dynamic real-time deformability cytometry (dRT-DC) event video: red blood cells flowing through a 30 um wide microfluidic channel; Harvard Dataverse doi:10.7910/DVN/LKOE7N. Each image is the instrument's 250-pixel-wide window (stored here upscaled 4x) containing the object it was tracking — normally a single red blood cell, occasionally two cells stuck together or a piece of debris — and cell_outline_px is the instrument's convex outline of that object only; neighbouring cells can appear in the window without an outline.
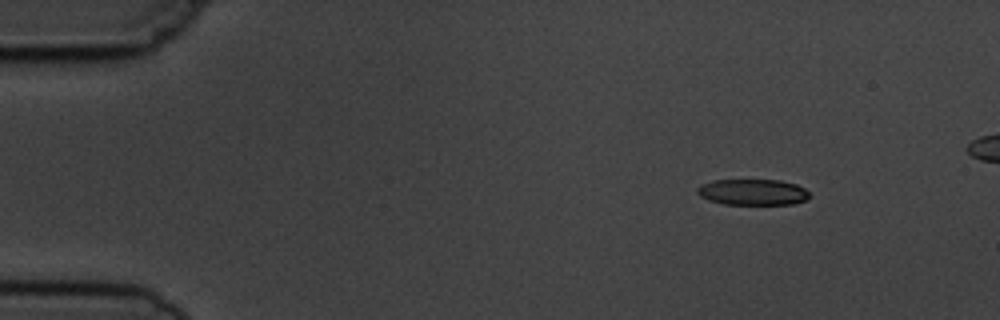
{"species": "common noctule bat (a hibernating species)", "species_latin": "Nyctalus noctula", "temperature_condition": "cold", "stored_images_in_passage": 4, "camera_frame_rate_fps": 3000, "um_per_image_px": 0.085, "animal": {"sex": "male", "body_mass_g": 19.5, "forearm_length_mm": 54.6}, "frame": {"image": 1, "passage_image": 1, "time_ms": 0.0, "image_size_px": [1000, 320], "cell_outline_px": [[808, 196], [804, 200], [792, 204], [724, 204], [708, 200], [700, 196], [696, 192], [696, 188], [700, 184], [712, 180], [780, 180], [796, 184], [804, 188], [808, 192]], "centroid_in_image_um": [63.92, 16.32], "position_along_channel_um": 21.1, "area_um2": 16.99}}